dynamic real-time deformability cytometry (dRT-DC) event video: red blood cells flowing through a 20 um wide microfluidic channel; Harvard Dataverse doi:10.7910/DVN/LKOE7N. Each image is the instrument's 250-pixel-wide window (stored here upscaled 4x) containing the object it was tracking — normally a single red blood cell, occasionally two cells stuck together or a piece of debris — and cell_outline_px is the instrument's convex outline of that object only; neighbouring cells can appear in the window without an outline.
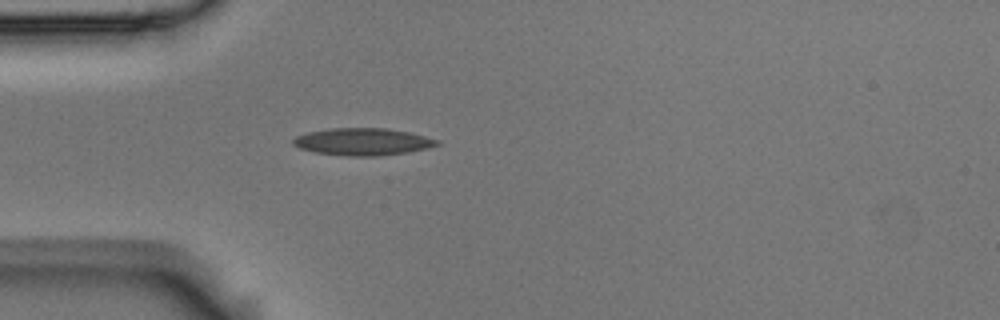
{"species": "Egyptian fruit bat (a non-hibernating species)", "species_latin": "Rousettus aegyptiacus", "temperature_condition": "room temperature", "stored_images_in_passage": 5, "camera_frame_rate_fps": 3000, "um_per_image_px": 0.085, "animal": {"sex": "male"}, "frame": {"image": 1, "passage_image": 5, "time_ms": 1.333, "image_size_px": [1000, 320], "cell_outline_px": [[440, 144], [428, 148], [408, 152], [380, 156], [348, 156], [316, 152], [300, 148], [292, 144], [292, 140], [296, 136], [308, 132], [332, 128], [388, 128], [408, 132], [440, 140]], "centroid_in_image_um": [30.85, 12.04], "position_along_channel_um": 54.1, "area_um2": 22.77}}